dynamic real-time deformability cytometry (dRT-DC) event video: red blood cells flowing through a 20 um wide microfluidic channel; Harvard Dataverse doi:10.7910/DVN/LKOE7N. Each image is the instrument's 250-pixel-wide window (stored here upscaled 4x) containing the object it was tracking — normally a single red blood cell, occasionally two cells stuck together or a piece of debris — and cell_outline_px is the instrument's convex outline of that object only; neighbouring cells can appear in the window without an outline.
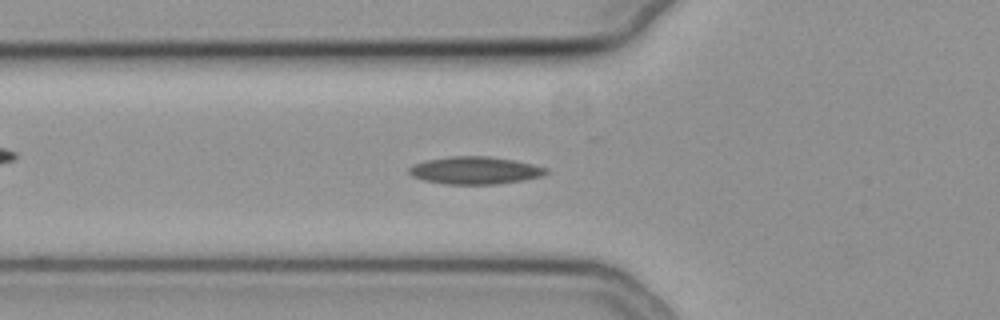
{"species": "common noctule bat (a hibernating species)", "species_latin": "Nyctalus noctula", "temperature_condition": "cold", "stored_images_in_passage": 37, "camera_frame_rate_fps": 3000, "um_per_image_px": 0.085, "animal": {"sex": "female", "body_mass_g": 19.3, "forearm_length_mm": 54.1}, "frame": {"image": 1, "passage_image": 7, "time_ms": 2.0, "image_size_px": [1000, 320], "cell_outline_px": [[548, 172], [544, 176], [524, 180], [496, 184], [444, 184], [424, 180], [412, 176], [408, 172], [408, 168], [412, 164], [428, 160], [452, 156], [488, 156], [512, 160], [532, 164], [548, 168]], "centroid_in_image_um": [40.38, 14.49], "position_along_channel_um": 85.4, "area_um2": 21.96}}
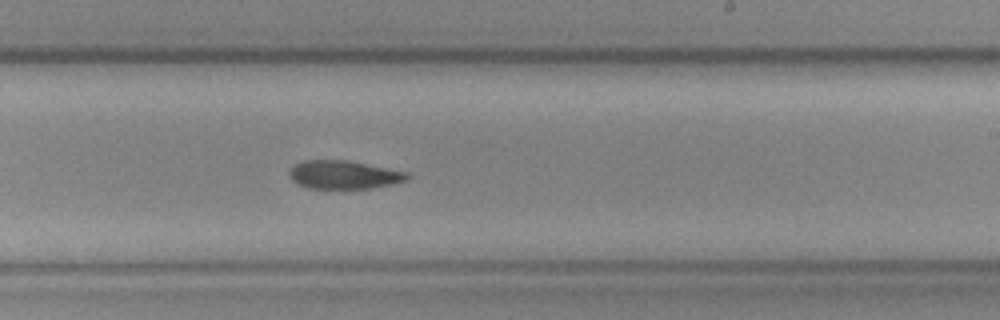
{"frame": {"image": 2, "passage_image": 21, "time_ms": 6.667, "image_size_px": [1000, 320], "cell_outline_px": [[412, 176], [408, 180], [396, 184], [372, 188], [308, 188], [296, 184], [288, 176], [288, 172], [296, 164], [304, 160], [344, 160], [408, 172]], "centroid_in_image_um": [29.25, 14.86], "position_along_channel_um": 259.8, "area_um2": 19.54}}
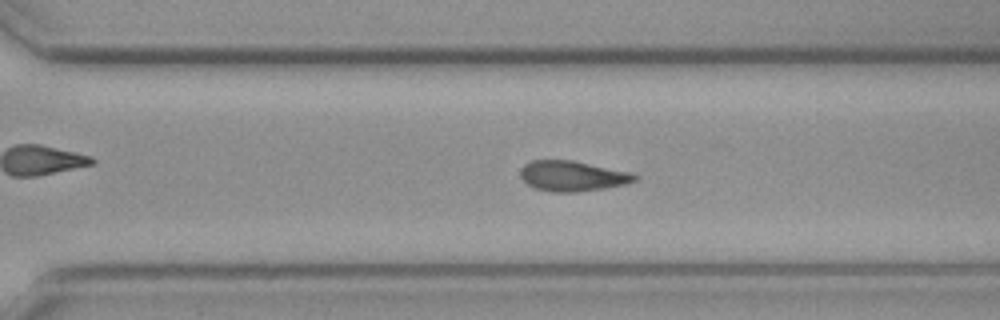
{"frame": {"image": 3, "passage_image": 26, "time_ms": 8.333, "image_size_px": [1000, 320], "cell_outline_px": [[640, 176], [636, 180], [624, 184], [604, 188], [576, 192], [552, 192], [532, 188], [520, 176], [520, 168], [524, 164], [532, 160], [572, 160], [628, 172]], "centroid_in_image_um": [48.6, 14.96], "position_along_channel_um": 322.0, "area_um2": 20.11}}